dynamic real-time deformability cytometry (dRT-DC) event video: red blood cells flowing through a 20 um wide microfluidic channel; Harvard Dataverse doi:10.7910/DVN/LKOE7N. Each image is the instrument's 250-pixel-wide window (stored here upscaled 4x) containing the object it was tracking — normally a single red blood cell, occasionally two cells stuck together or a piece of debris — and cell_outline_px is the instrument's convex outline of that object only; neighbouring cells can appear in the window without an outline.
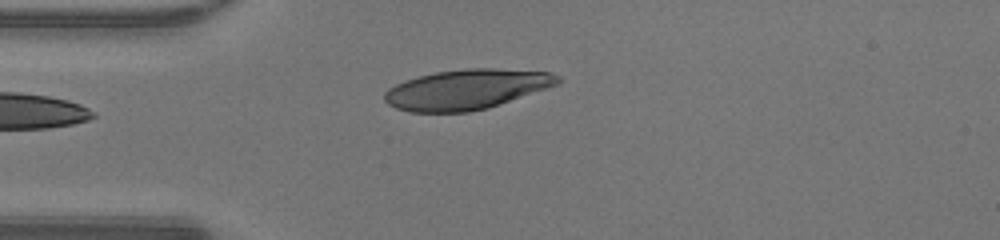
{"species": "human", "species_latin": "Homo sapiens", "temperature_condition": "warm", "stored_images_in_passage": 37, "camera_frame_rate_fps": 3000, "um_per_image_px": 0.085, "donor": {"sex": "male"}, "frame": {"image": 1, "passage_image": 1, "time_ms": 0.0, "image_size_px": [1000, 240], "cell_outline_px": [[560, 80], [556, 84], [488, 108], [468, 112], [412, 112], [396, 108], [388, 104], [384, 100], [384, 92], [388, 88], [396, 84], [420, 76], [436, 72], [464, 68], [492, 68], [548, 72], [560, 76]], "centroid_in_image_um": [39.61, 7.6], "position_along_channel_um": 45.4, "area_um2": 39.88}}
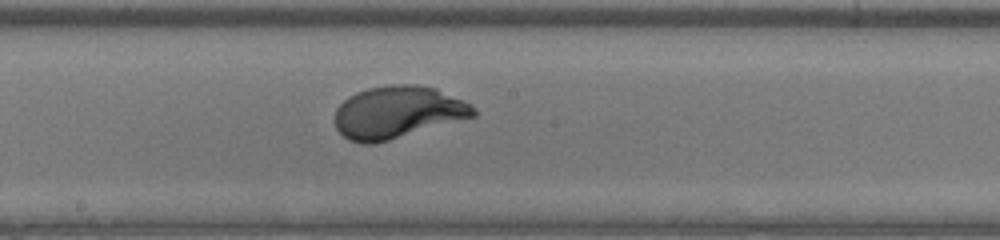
{"frame": {"image": 2, "passage_image": 14, "time_ms": 4.333, "image_size_px": [1000, 240], "cell_outline_px": [[476, 116], [388, 140], [372, 144], [360, 144], [348, 140], [336, 128], [336, 108], [348, 96], [356, 92], [368, 88], [388, 84], [416, 84], [436, 88], [476, 108]], "centroid_in_image_um": [33.76, 9.54], "position_along_channel_um": 214.4, "area_um2": 41.96}}
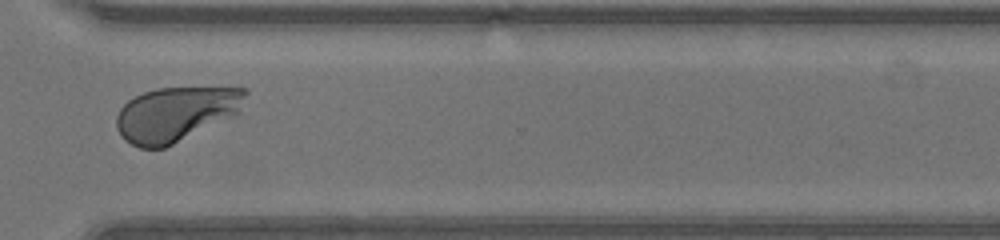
{"frame": {"image": 3, "passage_image": 24, "time_ms": 7.667, "image_size_px": [1000, 240], "cell_outline_px": [[248, 92], [240, 112], [164, 148], [140, 148], [124, 140], [120, 136], [116, 128], [116, 116], [120, 108], [128, 100], [144, 92], [156, 88], [248, 88]], "centroid_in_image_um": [14.91, 9.69], "position_along_channel_um": 355.7, "area_um2": 40.75}, "authors_computed_cell_mechanics": {"area_um2": 41.8472, "velocity_mm_per_s": 4.2452, "shape_relaxation_time_tau1_ms": 2.3464, "shape_relaxation_time_tau2_ms": null, "deformation_change_tau1": 0.2242, "deformation_change_tau2": null}}